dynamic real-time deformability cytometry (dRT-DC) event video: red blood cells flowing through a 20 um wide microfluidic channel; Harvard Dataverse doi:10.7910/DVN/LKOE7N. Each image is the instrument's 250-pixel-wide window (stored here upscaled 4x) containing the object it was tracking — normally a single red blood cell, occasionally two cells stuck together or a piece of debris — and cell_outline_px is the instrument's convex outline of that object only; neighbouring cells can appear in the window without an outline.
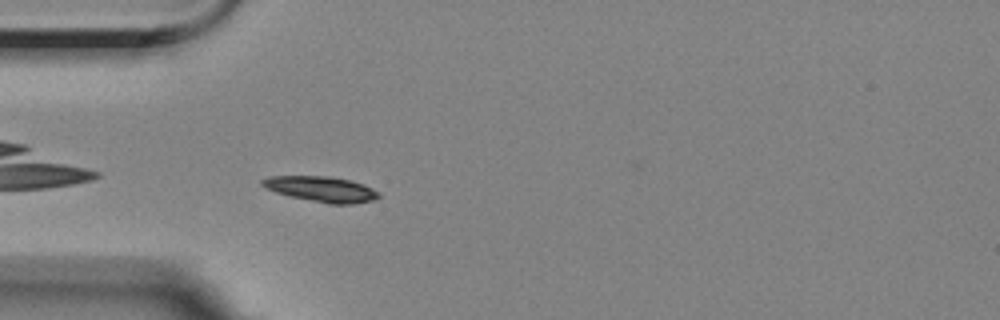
{"species": "Egyptian fruit bat (a non-hibernating species)", "species_latin": "Rousettus aegyptiacus", "temperature_condition": "room temperature", "stored_images_in_passage": 31, "camera_frame_rate_fps": 3000, "um_per_image_px": 0.085, "animal": {"sex": "female"}, "frame": {"image": 1, "passage_image": 3, "time_ms": 0.667, "image_size_px": [1000, 320], "cell_outline_px": [[380, 196], [376, 200], [352, 204], [328, 204], [292, 196], [276, 192], [264, 188], [260, 184], [260, 180], [272, 176], [328, 176], [352, 180], [364, 184], [380, 192]], "centroid_in_image_um": [27.35, 16.07], "position_along_channel_um": 57.6, "area_um2": 17.4}}
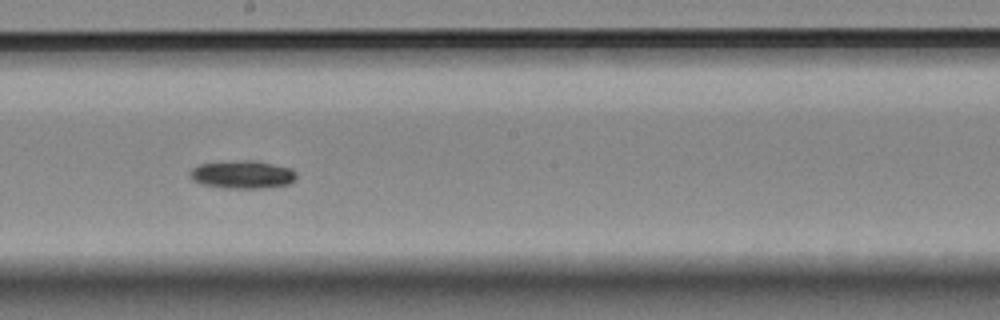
{"frame": {"image": 2, "passage_image": 18, "time_ms": 5.667, "image_size_px": [1000, 320], "cell_outline_px": [[296, 176], [288, 184], [264, 188], [224, 188], [204, 184], [192, 180], [192, 168], [200, 164], [244, 160], [252, 160], [292, 168], [296, 172]], "centroid_in_image_um": [20.64, 14.84], "position_along_channel_um": 227.6, "area_um2": 16.99}}
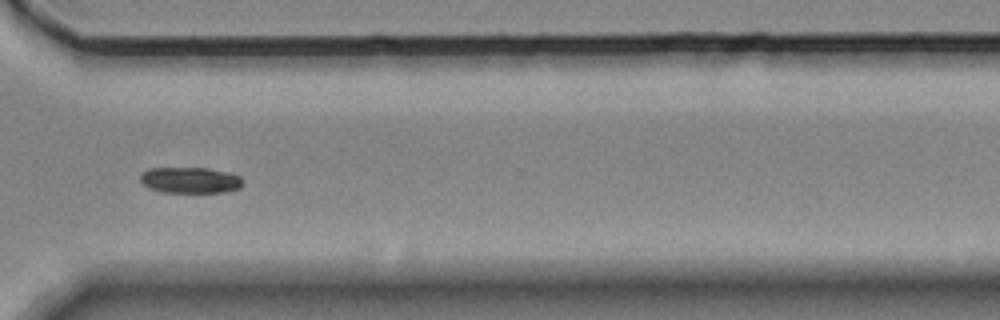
{"frame": {"image": 3, "passage_image": 29, "time_ms": 9.333, "image_size_px": [1000, 320], "cell_outline_px": [[244, 184], [240, 188], [224, 192], [160, 192], [148, 188], [140, 180], [140, 176], [148, 168], [208, 168], [228, 172], [240, 176]], "centroid_in_image_um": [16.18, 15.31], "position_along_channel_um": 354.4, "area_um2": 15.61}, "authors_computed_cell_mechanics": {"area_um2": 16.5886, "velocity_mm_per_s": 3.4542, "shape_relaxation_time_tau1_ms": 4.8254, "shape_relaxation_time_tau2_ms": null, "deformation_change_tau1": 0.109, "deformation_change_tau2": null}}